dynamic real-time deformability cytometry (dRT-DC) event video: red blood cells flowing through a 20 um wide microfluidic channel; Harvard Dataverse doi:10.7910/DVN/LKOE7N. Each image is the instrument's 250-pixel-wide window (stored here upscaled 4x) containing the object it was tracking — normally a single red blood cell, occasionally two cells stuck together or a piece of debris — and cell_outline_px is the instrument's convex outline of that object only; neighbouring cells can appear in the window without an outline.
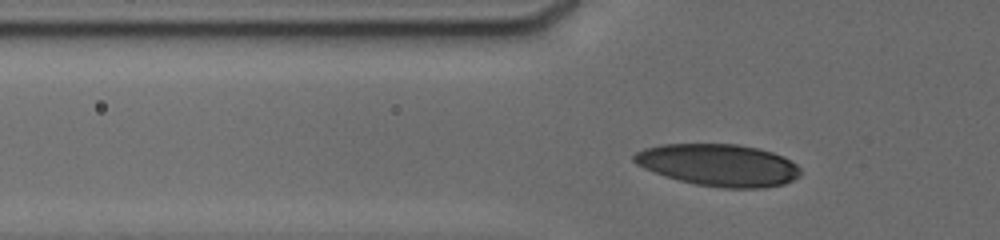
{"species": "human", "species_latin": "Homo sapiens", "temperature_condition": "cold", "stored_images_in_passage": 8, "camera_frame_rate_fps": 3000, "um_per_image_px": 0.085, "donor": {"sex": "male"}, "frame": {"image": 1, "passage_image": 6, "time_ms": 2.667, "image_size_px": [1000, 240], "cell_outline_px": [[800, 176], [784, 184], [764, 188], [720, 188], [696, 184], [680, 180], [644, 168], [636, 164], [632, 160], [632, 156], [636, 152], [644, 148], [664, 144], [736, 144], [756, 148], [772, 152], [796, 164], [800, 168]], "centroid_in_image_um": [61.08, 14.03], "position_along_channel_um": 64.7, "area_um2": 40.52}}
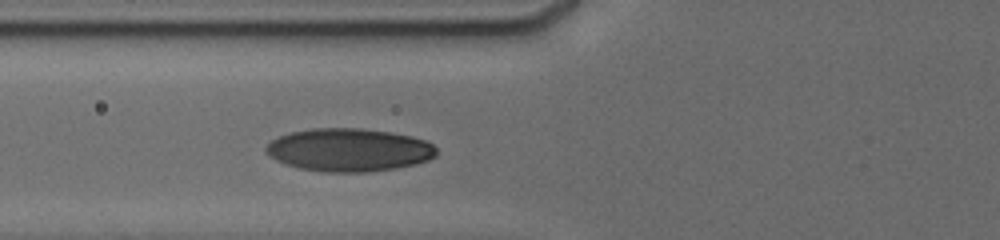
{"frame": {"image": 2, "passage_image": 8, "time_ms": 3.667, "image_size_px": [1000, 240], "cell_outline_px": [[436, 156], [428, 160], [416, 164], [396, 168], [368, 172], [324, 172], [300, 168], [284, 164], [268, 156], [264, 152], [264, 148], [272, 140], [280, 136], [292, 132], [312, 128], [360, 128], [388, 132], [412, 136], [424, 140], [432, 144], [436, 148]], "centroid_in_image_um": [29.64, 12.75], "position_along_channel_um": 96.2, "area_um2": 42.83}}